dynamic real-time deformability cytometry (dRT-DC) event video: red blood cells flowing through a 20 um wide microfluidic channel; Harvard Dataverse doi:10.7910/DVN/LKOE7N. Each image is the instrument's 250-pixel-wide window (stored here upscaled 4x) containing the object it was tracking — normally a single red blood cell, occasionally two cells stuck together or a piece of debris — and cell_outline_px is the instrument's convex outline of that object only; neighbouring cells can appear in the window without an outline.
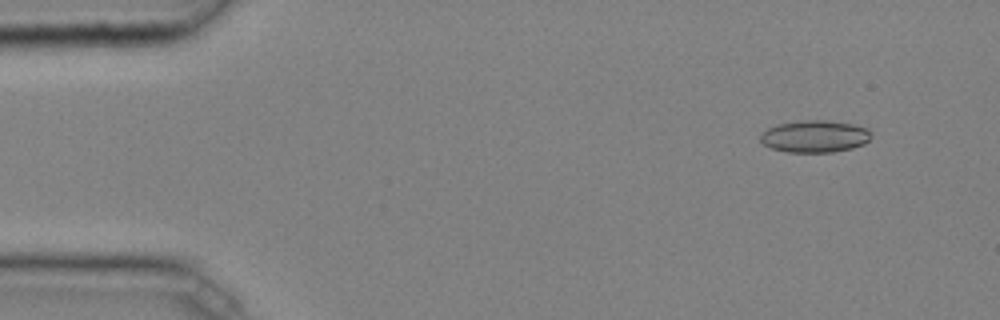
{"species": "common noctule bat (a hibernating species)", "species_latin": "Nyctalus noctula", "temperature_condition": "cold", "stored_images_in_passage": 46, "camera_frame_rate_fps": 3000, "um_per_image_px": 0.085, "animal": {"sex": "male", "body_mass_g": 20.4}, "frame": {"image": 1, "passage_image": 5, "time_ms": 1.333, "image_size_px": [1000, 320], "cell_outline_px": [[872, 136], [864, 144], [852, 148], [832, 152], [788, 152], [772, 148], [764, 144], [760, 140], [760, 132], [776, 124], [804, 120], [828, 120], [852, 124], [868, 128], [872, 132]], "centroid_in_image_um": [69.26, 11.58], "position_along_channel_um": 15.7, "area_um2": 20.87}}
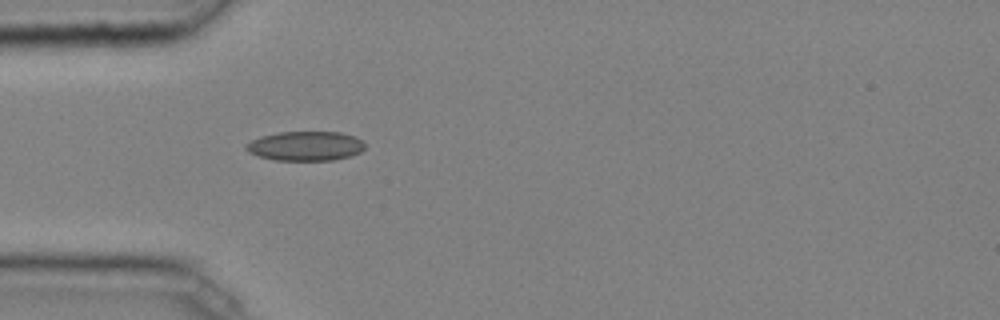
{"frame": {"image": 2, "passage_image": 15, "time_ms": 4.667, "image_size_px": [1000, 320], "cell_outline_px": [[364, 148], [360, 152], [352, 156], [332, 160], [272, 160], [256, 156], [248, 152], [244, 148], [244, 144], [260, 136], [280, 132], [340, 132], [356, 136], [364, 140]], "centroid_in_image_um": [25.95, 12.41], "position_along_channel_um": 59.0, "area_um2": 20.69}}
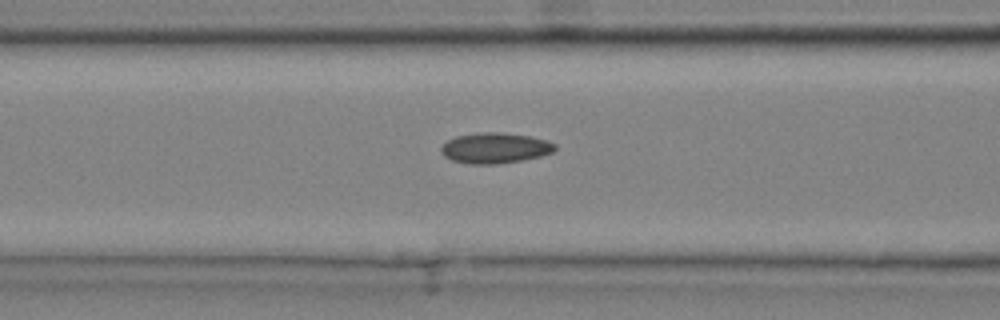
{"frame": {"image": 3, "passage_image": 20, "time_ms": 6.333, "image_size_px": [1000, 320], "cell_outline_px": [[556, 148], [552, 152], [540, 156], [520, 160], [496, 164], [472, 164], [452, 160], [444, 156], [440, 148], [448, 140], [456, 136], [484, 132], [500, 132], [528, 136], [548, 140], [556, 144]], "centroid_in_image_um": [42.08, 12.58], "position_along_channel_um": 124.5, "area_um2": 20.06}, "authors_computed_cell_mechanics": {"area_um2": 19.7387, "velocity_mm_per_s": 4.0784, "shape_relaxation_time_tau1_ms": 3.8903, "shape_relaxation_time_tau2_ms": 10.4367, "deformation_change_tau1": 0.0777, "deformation_change_tau2": 0.2085}}